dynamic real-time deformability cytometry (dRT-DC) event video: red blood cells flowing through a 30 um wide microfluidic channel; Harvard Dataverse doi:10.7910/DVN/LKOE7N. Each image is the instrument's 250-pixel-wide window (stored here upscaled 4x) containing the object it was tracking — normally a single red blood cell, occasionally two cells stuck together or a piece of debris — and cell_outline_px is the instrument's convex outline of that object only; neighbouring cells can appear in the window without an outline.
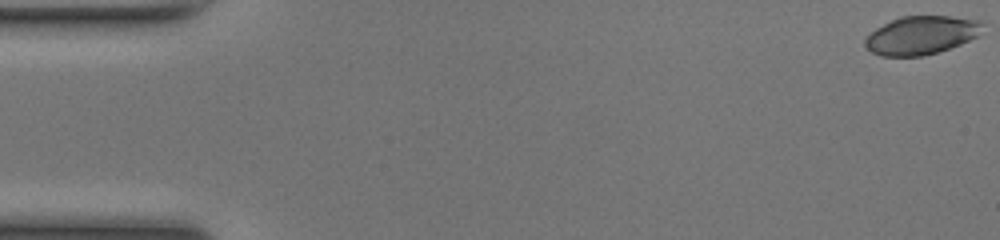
{"species": "common noctule bat (a hibernating species)", "species_latin": "Nyctalus noctula", "temperature_condition": "room temperature", "stored_images_in_passage": 50, "camera_frame_rate_fps": 3000, "um_per_image_px": 0.085, "animal": {"sex": "female", "body_mass_g": 17.0, "forearm_length_mm": 48.0}, "frame": {"image": 1, "passage_image": 1, "time_ms": 0.0, "image_size_px": [1000, 240], "cell_outline_px": [[984, 20], [976, 36], [960, 44], [936, 52], [920, 56], [880, 56], [864, 48], [864, 36], [876, 28], [900, 16], [948, 16]], "centroid_in_image_um": [78.24, 2.99], "position_along_channel_um": 6.8, "area_um2": 26.18}}
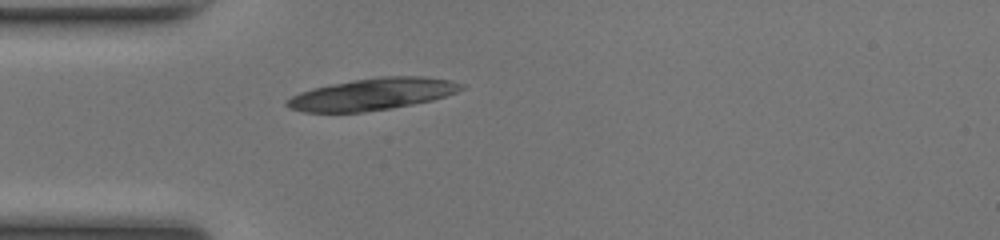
{"frame": {"image": 2, "passage_image": 15, "time_ms": 4.667, "image_size_px": [1000, 240], "cell_outline_px": [[464, 88], [456, 92], [432, 100], [392, 108], [364, 112], [304, 112], [288, 108], [284, 104], [284, 100], [300, 92], [312, 88], [352, 80], [380, 76], [424, 76], [452, 80], [464, 84]], "centroid_in_image_um": [31.63, 8.0], "position_along_channel_um": 53.4, "area_um2": 32.48}}